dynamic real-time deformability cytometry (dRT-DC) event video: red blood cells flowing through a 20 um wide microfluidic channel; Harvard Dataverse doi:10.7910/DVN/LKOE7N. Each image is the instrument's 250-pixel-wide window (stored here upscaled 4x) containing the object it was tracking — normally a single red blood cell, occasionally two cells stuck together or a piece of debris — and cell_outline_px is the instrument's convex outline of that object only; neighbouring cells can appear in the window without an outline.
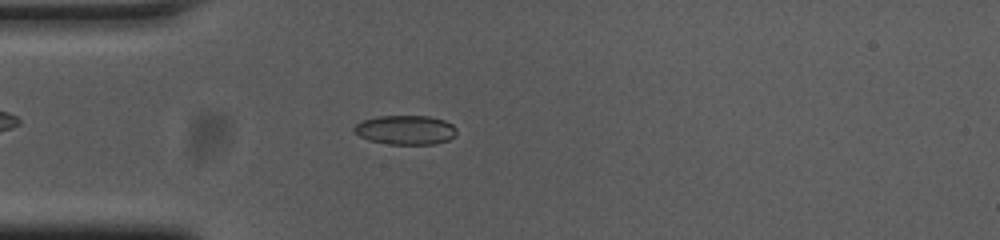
{"species": "common noctule bat (a hibernating species)", "species_latin": "Nyctalus noctula", "temperature_condition": "cold", "stored_images_in_passage": 53, "camera_frame_rate_fps": 3000, "um_per_image_px": 0.085, "animal": {"sex": "female", "body_mass_g": 23.0, "forearm_length_mm": 53.4}, "frame": {"image": 1, "passage_image": 14, "time_ms": 4.333, "image_size_px": [1000, 240], "cell_outline_px": [[456, 136], [448, 140], [436, 144], [388, 144], [368, 140], [360, 136], [352, 128], [356, 124], [364, 120], [376, 116], [428, 116], [444, 120], [452, 124], [456, 128]], "centroid_in_image_um": [34.49, 11.05], "position_along_channel_um": 50.5, "area_um2": 17.51}}
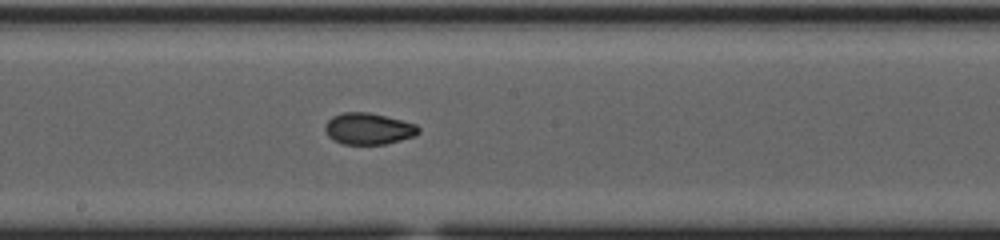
{"frame": {"image": 2, "passage_image": 28, "time_ms": 9.0, "image_size_px": [1000, 240], "cell_outline_px": [[420, 132], [416, 136], [384, 144], [344, 144], [328, 136], [324, 128], [324, 124], [332, 116], [340, 112], [368, 112], [416, 124], [420, 128]], "centroid_in_image_um": [31.31, 10.93], "position_along_channel_um": 216.9, "area_um2": 17.11}}
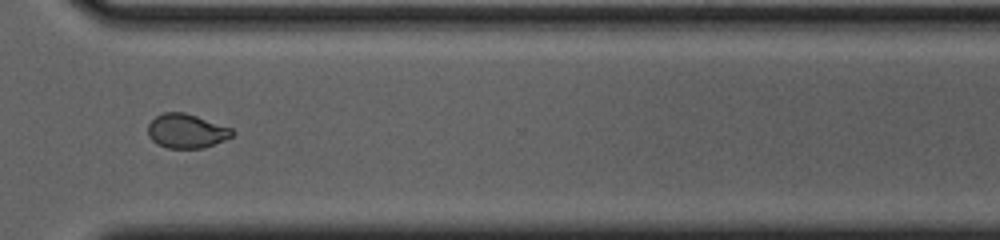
{"frame": {"image": 3, "passage_image": 39, "time_ms": 12.667, "image_size_px": [1000, 240], "cell_outline_px": [[236, 132], [232, 136], [224, 140], [204, 148], [168, 148], [156, 144], [148, 136], [148, 124], [156, 116], [164, 112], [184, 112], [232, 128]], "centroid_in_image_um": [15.84, 11.14], "position_along_channel_um": 354.8, "area_um2": 16.82}, "authors_computed_cell_mechanics": {"area_um2": 17.1088, "velocity_mm_per_s": 3.7624, "shape_relaxation_time_tau1_ms": null, "shape_relaxation_time_tau2_ms": 1.5119, "deformation_change_tau1": null, "deformation_change_tau2": 0.0453}}